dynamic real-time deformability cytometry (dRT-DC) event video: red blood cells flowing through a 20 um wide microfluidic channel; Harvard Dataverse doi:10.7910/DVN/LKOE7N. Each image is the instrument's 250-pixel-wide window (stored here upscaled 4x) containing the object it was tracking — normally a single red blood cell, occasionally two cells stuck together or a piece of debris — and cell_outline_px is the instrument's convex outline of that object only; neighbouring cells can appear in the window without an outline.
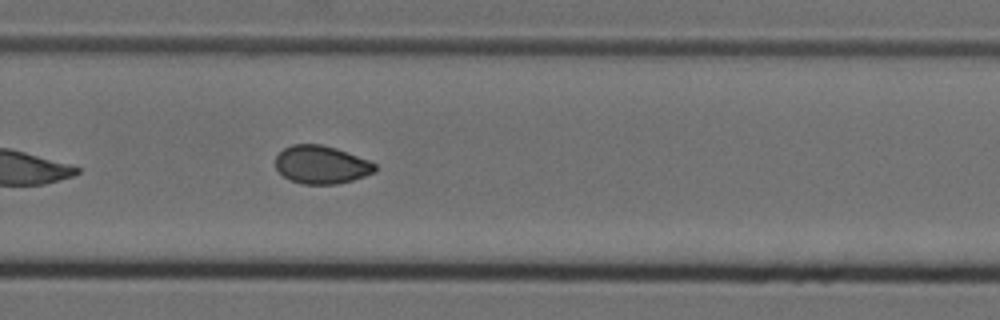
{"species": "Egyptian fruit bat (a non-hibernating species)", "species_latin": "Rousettus aegyptiacus", "temperature_condition": "cold", "stored_images_in_passage": 8, "camera_frame_rate_fps": 3000, "um_per_image_px": 0.085, "animal": {"sex": "female"}, "frame": {"image": 1, "passage_image": 8, "time_ms": 2.333, "image_size_px": [1000, 320], "cell_outline_px": [[376, 172], [352, 180], [336, 184], [304, 184], [288, 180], [276, 168], [276, 156], [284, 148], [292, 144], [320, 144], [336, 148], [368, 160], [376, 164]], "centroid_in_image_um": [27.31, 14.0], "position_along_channel_um": 302.5, "area_um2": 22.02}}